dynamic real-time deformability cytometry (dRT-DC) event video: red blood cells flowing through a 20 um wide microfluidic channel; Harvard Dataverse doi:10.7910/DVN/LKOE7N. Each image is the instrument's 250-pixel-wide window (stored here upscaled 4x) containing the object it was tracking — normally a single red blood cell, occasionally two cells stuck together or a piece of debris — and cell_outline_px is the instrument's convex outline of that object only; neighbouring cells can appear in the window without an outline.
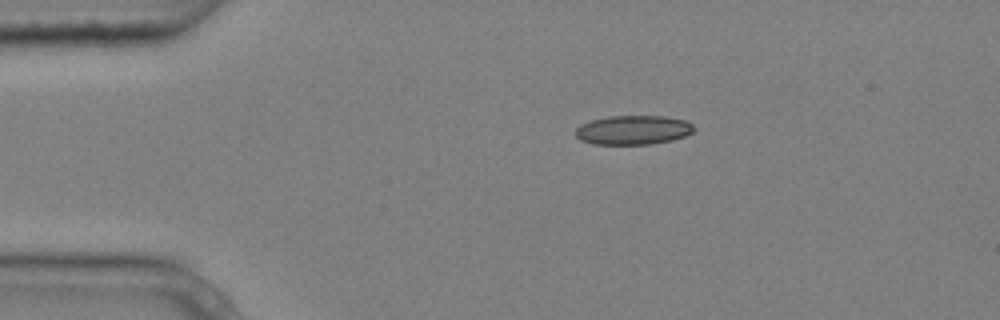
{"species": "common noctule bat (a hibernating species)", "species_latin": "Nyctalus noctula", "temperature_condition": "cold", "stored_images_in_passage": 11, "camera_frame_rate_fps": 3000, "um_per_image_px": 0.085, "animal": {"sex": "male", "body_mass_g": 20.4}, "frame": {"image": 1, "passage_image": 1, "time_ms": 0.0, "image_size_px": [1000, 320], "cell_outline_px": [[696, 128], [692, 132], [684, 136], [672, 140], [652, 144], [592, 144], [580, 140], [576, 136], [576, 128], [580, 124], [592, 120], [608, 116], [664, 116], [684, 120], [692, 124]], "centroid_in_image_um": [53.81, 11.05], "position_along_channel_um": 31.2, "area_um2": 20.17}}
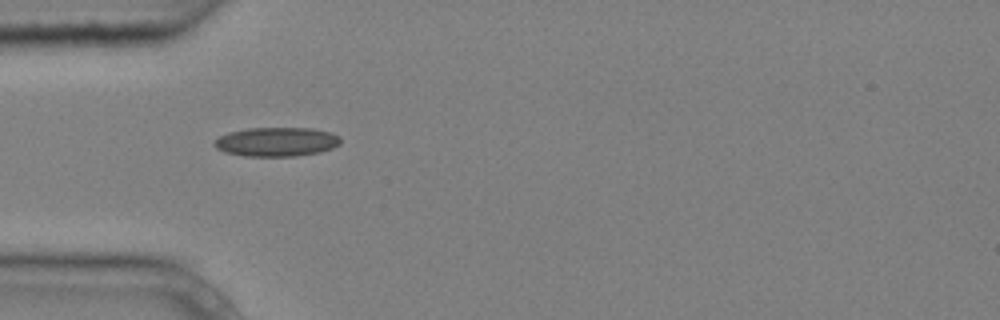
{"frame": {"image": 2, "passage_image": 2, "time_ms": 0.333, "image_size_px": [1000, 320], "cell_outline_px": [[340, 144], [332, 148], [320, 152], [296, 156], [244, 156], [224, 152], [216, 148], [212, 144], [212, 140], [228, 132], [248, 128], [312, 128], [332, 132], [340, 136]], "centroid_in_image_um": [23.49, 12.05], "position_along_channel_um": 61.5, "area_um2": 21.68}}
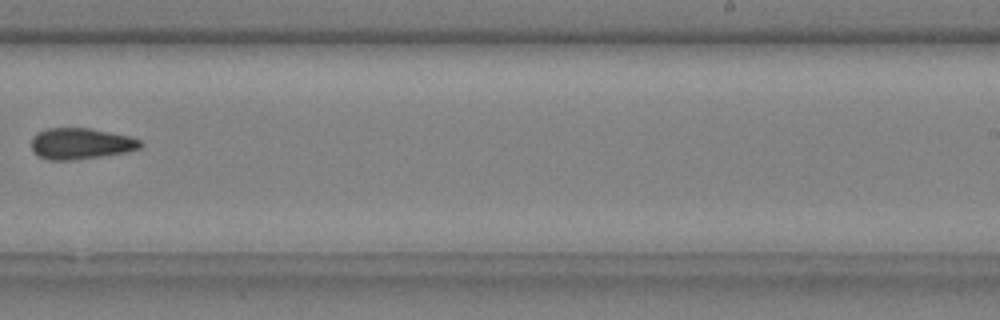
{"frame": {"image": 3, "passage_image": 7, "time_ms": 2.0, "image_size_px": [1000, 320], "cell_outline_px": [[144, 144], [140, 148], [128, 152], [72, 160], [48, 160], [32, 152], [32, 136], [36, 132], [48, 128], [88, 128], [128, 136], [140, 140]], "centroid_in_image_um": [6.84, 12.21], "position_along_channel_um": 282.2, "area_um2": 19.77}}